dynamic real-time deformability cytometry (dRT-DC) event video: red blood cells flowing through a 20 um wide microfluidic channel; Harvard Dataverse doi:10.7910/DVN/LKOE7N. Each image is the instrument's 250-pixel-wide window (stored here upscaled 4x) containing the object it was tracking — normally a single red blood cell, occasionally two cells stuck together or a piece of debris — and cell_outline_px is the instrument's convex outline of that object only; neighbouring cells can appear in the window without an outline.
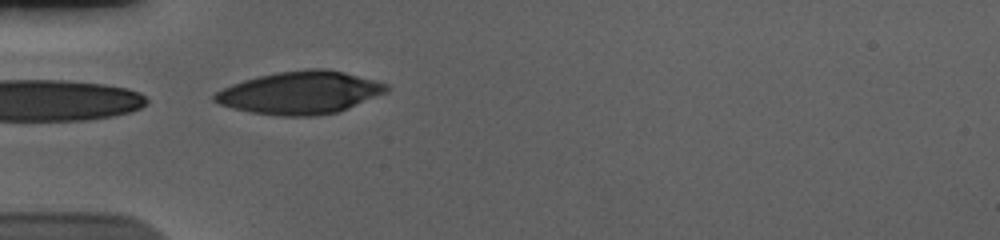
{"species": "human", "species_latin": "Homo sapiens", "temperature_condition": "cold", "stored_images_in_passage": 39, "camera_frame_rate_fps": 3000, "um_per_image_px": 0.085, "donor": {"sex": "male"}, "frame": {"image": 1, "passage_image": 1, "time_ms": 0.0, "image_size_px": [1000, 240], "cell_outline_px": [[392, 88], [388, 92], [348, 108], [336, 112], [316, 116], [280, 116], [252, 112], [232, 108], [220, 104], [212, 100], [212, 96], [216, 92], [232, 84], [244, 80], [260, 76], [280, 72], [308, 68], [328, 68], [344, 72], [388, 84]], "centroid_in_image_um": [25.54, 7.87], "position_along_channel_um": 59.5, "area_um2": 42.66}}
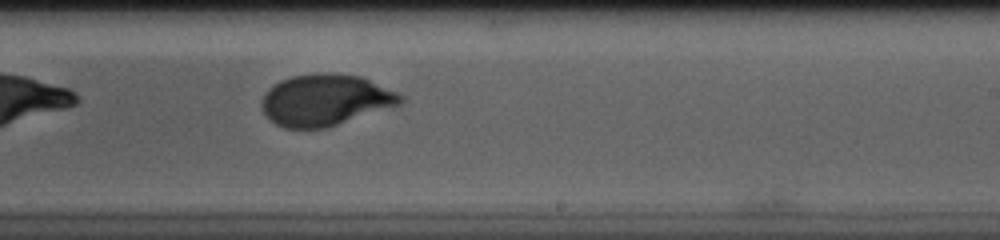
{"frame": {"image": 2, "passage_image": 18, "time_ms": 5.667, "image_size_px": [1000, 240], "cell_outline_px": [[404, 100], [400, 104], [328, 128], [284, 128], [268, 120], [260, 108], [260, 100], [268, 88], [272, 84], [280, 80], [292, 76], [316, 72], [332, 72], [360, 76], [396, 92], [404, 96]], "centroid_in_image_um": [27.58, 8.5], "position_along_channel_um": 261.4, "area_um2": 42.08}}
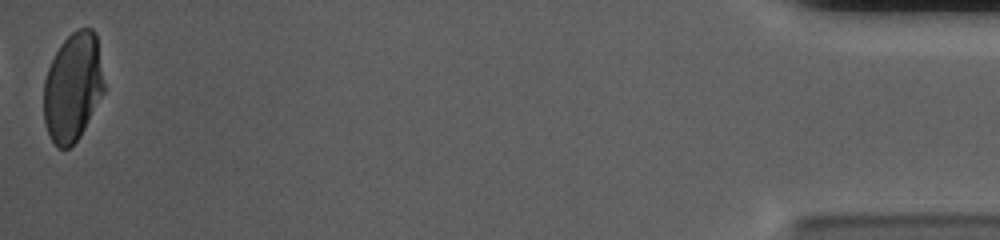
{"frame": {"image": 3, "passage_image": 39, "time_ms": 12.667, "image_size_px": [1000, 240], "cell_outline_px": [[104, 92], [80, 136], [68, 148], [56, 148], [44, 124], [44, 80], [48, 68], [60, 44], [72, 32], [80, 28], [92, 28], [96, 32], [104, 84]], "centroid_in_image_um": [6.18, 7.4], "position_along_channel_um": 429.0, "area_um2": 38.03}, "authors_computed_cell_mechanics": {"area_um2": 41.616, "velocity_mm_per_s": 3.6628, "shape_relaxation_time_tau1_ms": 3.5629, "shape_relaxation_time_tau2_ms": null, "deformation_change_tau1": 0.1704, "deformation_change_tau2": null}}